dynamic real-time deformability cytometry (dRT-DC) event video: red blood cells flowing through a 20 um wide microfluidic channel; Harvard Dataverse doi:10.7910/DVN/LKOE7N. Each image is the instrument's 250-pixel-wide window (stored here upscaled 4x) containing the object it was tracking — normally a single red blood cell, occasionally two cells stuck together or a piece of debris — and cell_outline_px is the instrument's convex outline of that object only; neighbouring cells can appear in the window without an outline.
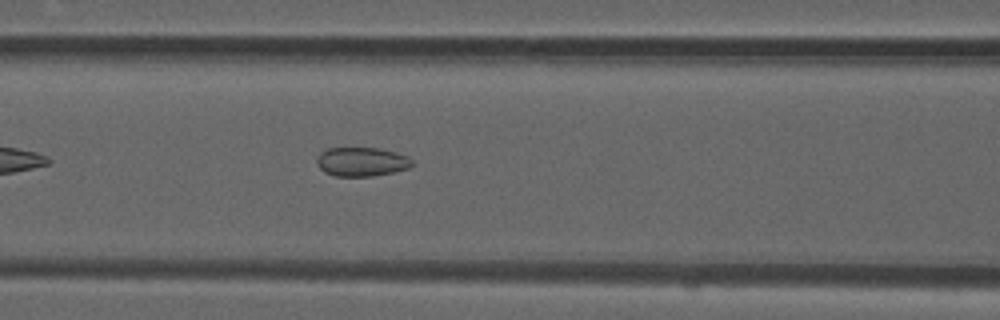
{"species": "common noctule bat (a hibernating species)", "species_latin": "Nyctalus noctula", "temperature_condition": "room temperature", "stored_images_in_passage": 18, "camera_frame_rate_fps": 3000, "um_per_image_px": 0.085, "animal": {"sex": "male", "forearm_length_mm": 52.5}, "frame": {"image": 1, "passage_image": 10, "time_ms": 3.0, "image_size_px": [1000, 320], "cell_outline_px": [[412, 164], [408, 168], [392, 172], [372, 176], [336, 176], [324, 172], [316, 164], [316, 156], [320, 152], [328, 148], [380, 148], [396, 152], [408, 156], [412, 160]], "centroid_in_image_um": [30.7, 13.74], "position_along_channel_um": 135.9, "area_um2": 16.18}}
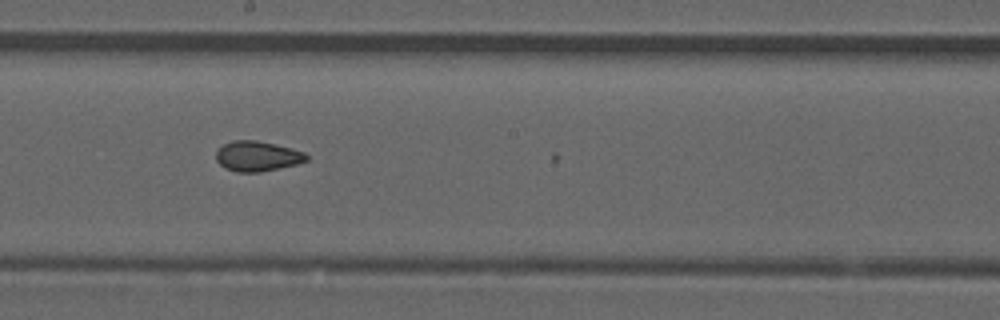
{"frame": {"image": 2, "passage_image": 17, "time_ms": 5.333, "image_size_px": [1000, 320], "cell_outline_px": [[308, 160], [296, 164], [260, 172], [236, 172], [224, 168], [216, 160], [216, 152], [224, 144], [232, 140], [256, 140], [276, 144], [292, 148], [304, 152], [308, 156]], "centroid_in_image_um": [21.86, 13.27], "position_along_channel_um": 226.3, "area_um2": 15.9}}